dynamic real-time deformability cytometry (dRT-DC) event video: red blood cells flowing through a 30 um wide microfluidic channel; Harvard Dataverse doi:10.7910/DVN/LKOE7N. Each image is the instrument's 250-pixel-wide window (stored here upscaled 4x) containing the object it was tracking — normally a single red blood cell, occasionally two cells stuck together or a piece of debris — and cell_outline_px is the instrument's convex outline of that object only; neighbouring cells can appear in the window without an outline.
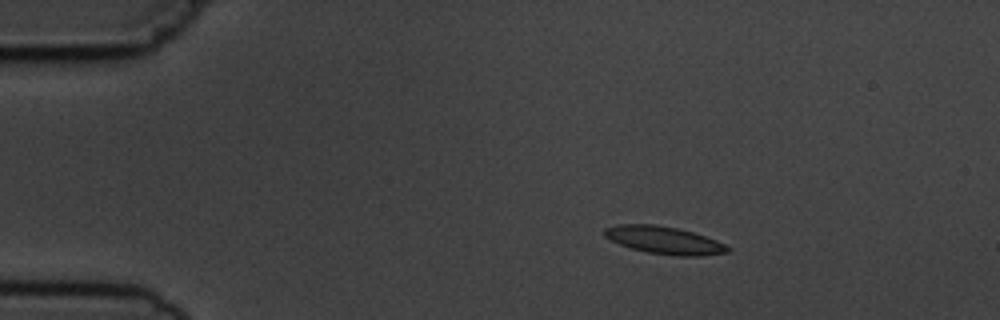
{"species": "common noctule bat (a hibernating species)", "species_latin": "Nyctalus noctula", "temperature_condition": "cold", "stored_images_in_passage": 5, "segment_of_instrument_passage": [1, 2], "camera_frame_rate_fps": 3000, "um_per_image_px": 0.085, "animal": {"sex": "male", "body_mass_g": 19.5, "forearm_length_mm": 54.6}, "frame": {"image": 1, "passage_image": 2, "time_ms": 1.0, "image_size_px": [1000, 320], "cell_outline_px": [[732, 248], [728, 252], [704, 256], [676, 256], [648, 252], [632, 248], [620, 244], [604, 236], [604, 228], [616, 224], [656, 224], [676, 228], [692, 232], [716, 240]], "centroid_in_image_um": [56.47, 20.41], "position_along_channel_um": 28.5, "area_um2": 19.71}}
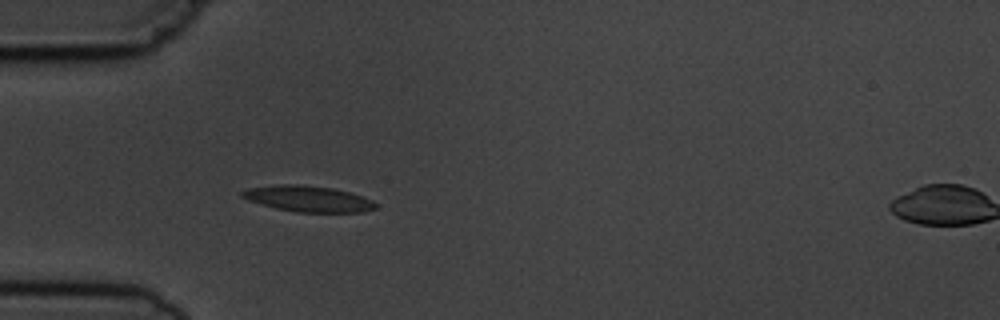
{"frame": {"image": 2, "passage_image": 4, "time_ms": 3.333, "image_size_px": [1000, 320], "cell_outline_px": [[376, 208], [364, 212], [296, 212], [276, 208], [248, 200], [240, 196], [240, 192], [248, 188], [276, 184], [296, 184], [332, 188], [348, 192], [372, 200], [376, 204]], "centroid_in_image_um": [26.16, 16.89], "position_along_channel_um": 58.8, "area_um2": 20.06}}